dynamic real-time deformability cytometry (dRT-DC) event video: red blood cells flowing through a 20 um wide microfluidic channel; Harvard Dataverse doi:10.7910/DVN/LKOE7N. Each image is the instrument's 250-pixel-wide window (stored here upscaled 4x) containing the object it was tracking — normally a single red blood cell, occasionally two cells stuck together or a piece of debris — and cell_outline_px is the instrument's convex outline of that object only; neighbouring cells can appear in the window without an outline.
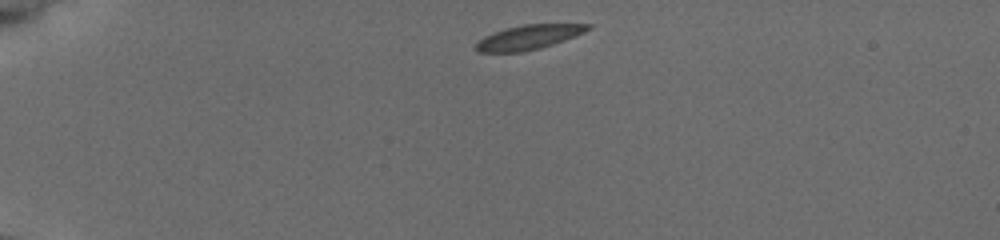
{"species": "common noctule bat (a hibernating species)", "species_latin": "Nyctalus noctula", "temperature_condition": "cold", "stored_images_in_passage": 43, "camera_frame_rate_fps": 3000, "um_per_image_px": 0.085, "animal": {"sex": "female", "body_mass_g": 19.5, "forearm_length_mm": 54.1}, "frame": {"image": 1, "passage_image": 1, "time_ms": 0.0, "image_size_px": [1000, 240], "cell_outline_px": [[592, 24], [588, 28], [572, 36], [552, 44], [540, 48], [524, 52], [480, 52], [476, 48], [476, 44], [484, 36], [504, 28], [524, 24]], "centroid_in_image_um": [44.85, 3.16], "position_along_channel_um": 40.2, "area_um2": 15.49}}
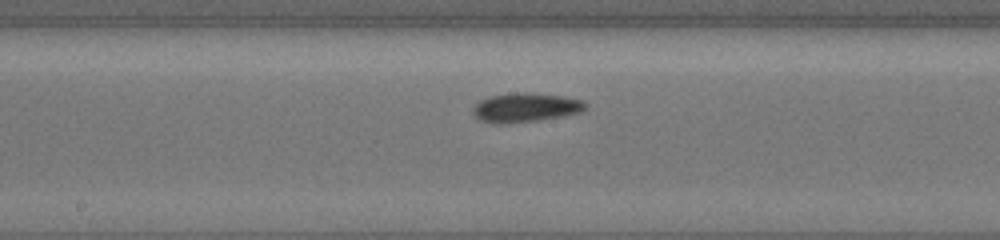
{"frame": {"image": 2, "passage_image": 19, "time_ms": 6.0, "image_size_px": [1000, 240], "cell_outline_px": [[588, 104], [580, 112], [532, 120], [500, 124], [492, 124], [480, 120], [472, 112], [472, 108], [480, 100], [492, 96], [512, 92], [532, 92], [560, 96], [580, 100]], "centroid_in_image_um": [44.59, 9.12], "position_along_channel_um": 203.6, "area_um2": 18.67}}
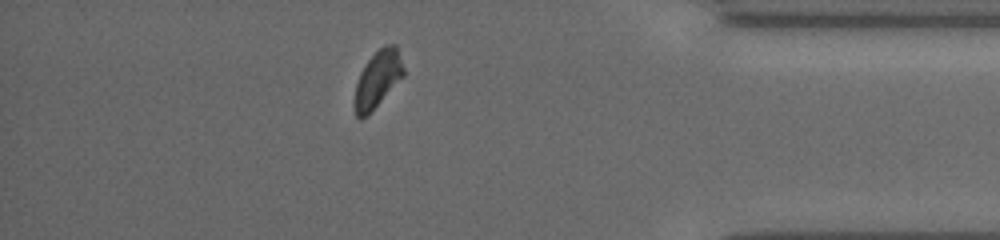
{"frame": {"image": 3, "passage_image": 37, "time_ms": 12.0, "image_size_px": [1000, 240], "cell_outline_px": [[404, 76], [368, 116], [360, 120], [356, 116], [356, 84], [360, 72], [368, 60], [384, 44], [396, 44], [404, 68]], "centroid_in_image_um": [32.13, 6.73], "position_along_channel_um": 403.1, "area_um2": 16.07}, "authors_computed_cell_mechanics": {"area_um2": 16.762, "velocity_mm_per_s": 3.7397, "shape_relaxation_time_tau1_ms": 2.9805, "shape_relaxation_time_tau2_ms": 3.682, "deformation_change_tau1": 0.0626, "deformation_change_tau2": 0.0657}}